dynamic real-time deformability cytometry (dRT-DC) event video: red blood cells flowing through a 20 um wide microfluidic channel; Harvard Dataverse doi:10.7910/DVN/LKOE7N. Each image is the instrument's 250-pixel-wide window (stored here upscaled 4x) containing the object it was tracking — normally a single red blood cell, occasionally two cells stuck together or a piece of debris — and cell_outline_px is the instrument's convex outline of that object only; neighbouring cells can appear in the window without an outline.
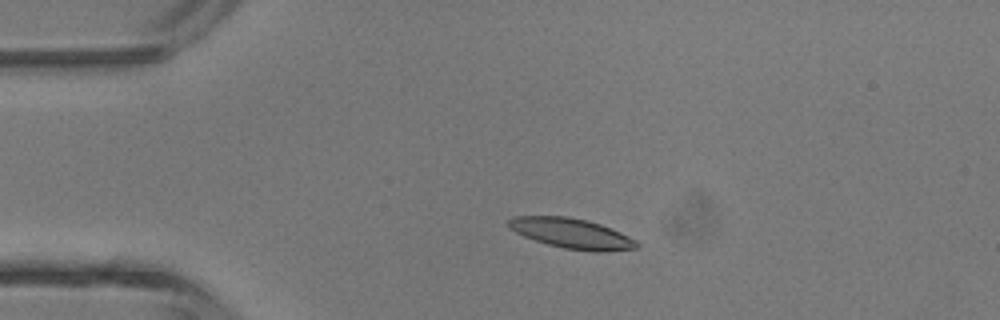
{"species": "common noctule bat (a hibernating species)", "species_latin": "Nyctalus noctula", "temperature_condition": "room temperature", "stored_images_in_passage": 4, "camera_frame_rate_fps": 3000, "um_per_image_px": 0.085, "animal": {"sex": "male", "body_mass_g": 13.3}, "frame": {"image": 1, "passage_image": 3, "time_ms": 2.333, "image_size_px": [1000, 320], "cell_outline_px": [[640, 244], [636, 248], [604, 252], [592, 252], [564, 248], [548, 244], [524, 236], [508, 228], [508, 220], [512, 216], [568, 216], [588, 220], [600, 224], [620, 232], [636, 240]], "centroid_in_image_um": [48.59, 19.84], "position_along_channel_um": 36.4, "area_um2": 22.54}}